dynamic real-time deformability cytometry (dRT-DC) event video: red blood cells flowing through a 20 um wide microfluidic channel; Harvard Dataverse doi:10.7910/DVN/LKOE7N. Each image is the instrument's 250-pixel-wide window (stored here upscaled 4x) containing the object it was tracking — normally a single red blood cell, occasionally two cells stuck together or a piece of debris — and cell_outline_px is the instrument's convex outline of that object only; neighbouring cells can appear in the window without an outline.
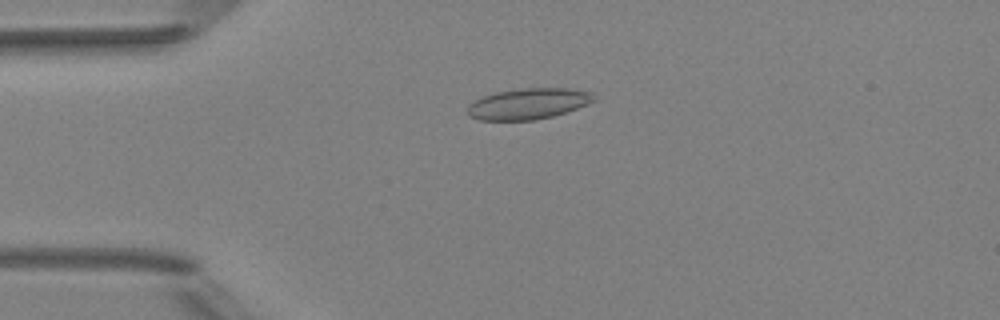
{"species": "Egyptian fruit bat (a non-hibernating species)", "species_latin": "Rousettus aegyptiacus", "temperature_condition": "room temperature", "stored_images_in_passage": 4, "camera_frame_rate_fps": 3000, "um_per_image_px": 0.085, "animal": {"sex": "female"}, "frame": {"image": 1, "passage_image": 3, "time_ms": 3.333, "image_size_px": [1000, 320], "cell_outline_px": [[596, 100], [588, 104], [552, 116], [536, 120], [480, 120], [468, 116], [468, 104], [484, 96], [496, 92], [524, 88], [572, 88], [592, 92], [596, 96]], "centroid_in_image_um": [44.93, 8.81], "position_along_channel_um": 40.1, "area_um2": 22.77}}